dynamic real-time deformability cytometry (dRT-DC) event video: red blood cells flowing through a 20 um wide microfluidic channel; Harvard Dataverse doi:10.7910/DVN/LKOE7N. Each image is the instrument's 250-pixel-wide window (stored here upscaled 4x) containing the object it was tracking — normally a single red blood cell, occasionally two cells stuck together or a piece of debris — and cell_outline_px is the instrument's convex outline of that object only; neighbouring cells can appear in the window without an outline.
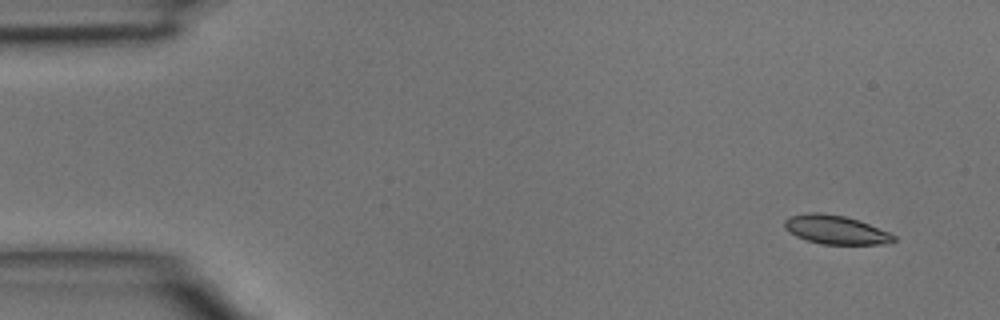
{"species": "common noctule bat (a hibernating species)", "species_latin": "Nyctalus noctula", "temperature_condition": "room temperature", "stored_images_in_passage": 4, "camera_frame_rate_fps": 3000, "um_per_image_px": 0.085, "animal": {"sex": "male", "body_mass_g": 15.6}, "frame": {"image": 1, "passage_image": 1, "time_ms": 0.0, "image_size_px": [1000, 320], "cell_outline_px": [[896, 240], [884, 244], [820, 244], [796, 236], [788, 232], [784, 228], [784, 220], [788, 216], [808, 212], [820, 212], [844, 216], [868, 224], [888, 232], [896, 236]], "centroid_in_image_um": [70.97, 19.52], "position_along_channel_um": 14.0, "area_um2": 18.26}}
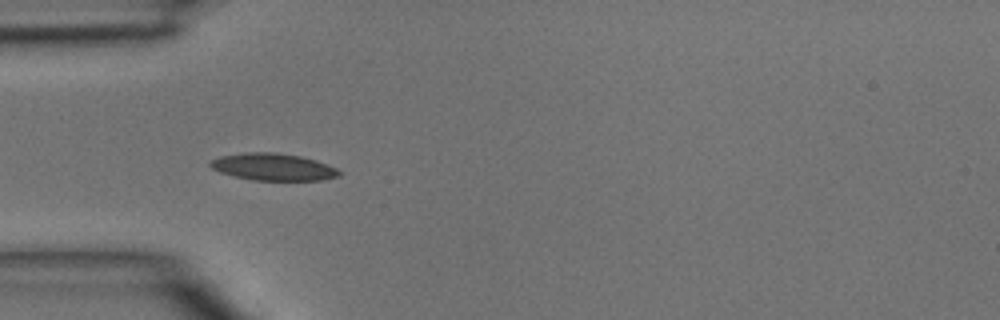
{"frame": {"image": 2, "passage_image": 4, "time_ms": 1.0, "image_size_px": [1000, 320], "cell_outline_px": [[344, 172], [340, 176], [320, 180], [252, 180], [220, 172], [212, 168], [208, 164], [208, 160], [220, 156], [244, 152], [276, 152], [300, 156], [316, 160], [336, 168]], "centroid_in_image_um": [23.21, 14.18], "position_along_channel_um": 61.8, "area_um2": 20.46}}